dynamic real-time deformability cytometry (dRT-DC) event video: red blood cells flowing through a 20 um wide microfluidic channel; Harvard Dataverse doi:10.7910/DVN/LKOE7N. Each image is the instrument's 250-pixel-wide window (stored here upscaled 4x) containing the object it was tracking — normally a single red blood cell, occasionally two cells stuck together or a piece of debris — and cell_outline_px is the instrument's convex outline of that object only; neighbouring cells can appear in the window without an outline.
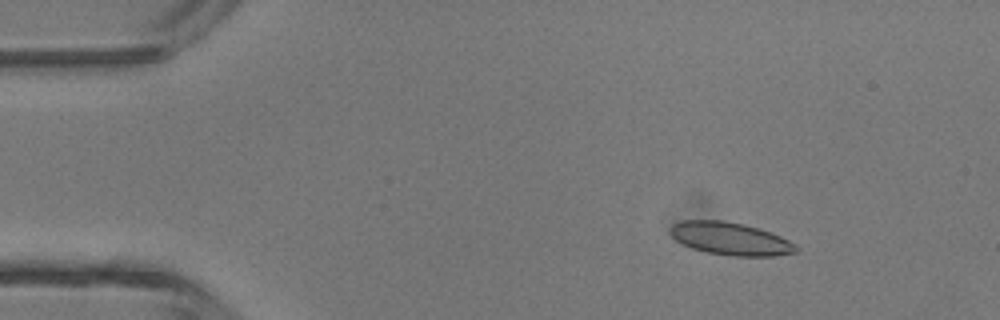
{"species": "common noctule bat (a hibernating species)", "species_latin": "Nyctalus noctula", "temperature_condition": "room temperature", "stored_images_in_passage": 4, "camera_frame_rate_fps": 3000, "um_per_image_px": 0.085, "animal": {"sex": "male", "body_mass_g": 13.3}, "frame": {"image": 1, "passage_image": 2, "time_ms": 0.333, "image_size_px": [1000, 320], "cell_outline_px": [[796, 252], [772, 256], [728, 256], [708, 252], [692, 248], [676, 240], [668, 232], [668, 228], [672, 224], [684, 220], [724, 220], [744, 224], [760, 228], [780, 236], [796, 244]], "centroid_in_image_um": [62.05, 20.28], "position_along_channel_um": 23.0, "area_um2": 24.04}}
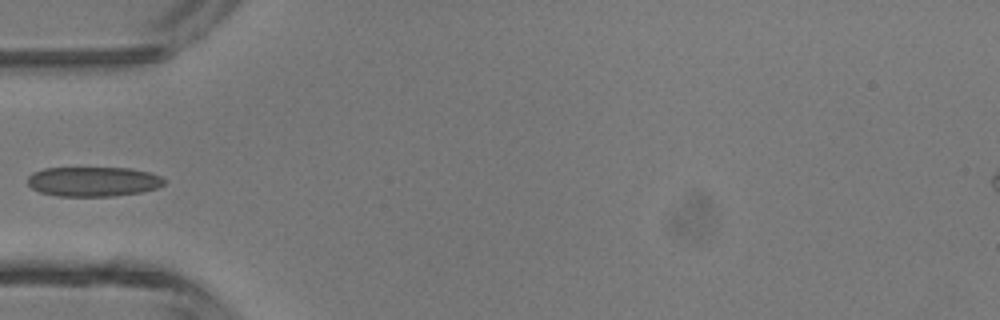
{"frame": {"image": 2, "passage_image": 4, "time_ms": 1.0, "image_size_px": [1000, 320], "cell_outline_px": [[164, 184], [156, 188], [140, 192], [112, 196], [56, 196], [40, 192], [32, 188], [28, 184], [28, 176], [32, 172], [44, 168], [132, 168], [148, 172], [160, 176], [164, 180]], "centroid_in_image_um": [7.89, 15.43], "position_along_channel_um": 77.1, "area_um2": 23.58}}